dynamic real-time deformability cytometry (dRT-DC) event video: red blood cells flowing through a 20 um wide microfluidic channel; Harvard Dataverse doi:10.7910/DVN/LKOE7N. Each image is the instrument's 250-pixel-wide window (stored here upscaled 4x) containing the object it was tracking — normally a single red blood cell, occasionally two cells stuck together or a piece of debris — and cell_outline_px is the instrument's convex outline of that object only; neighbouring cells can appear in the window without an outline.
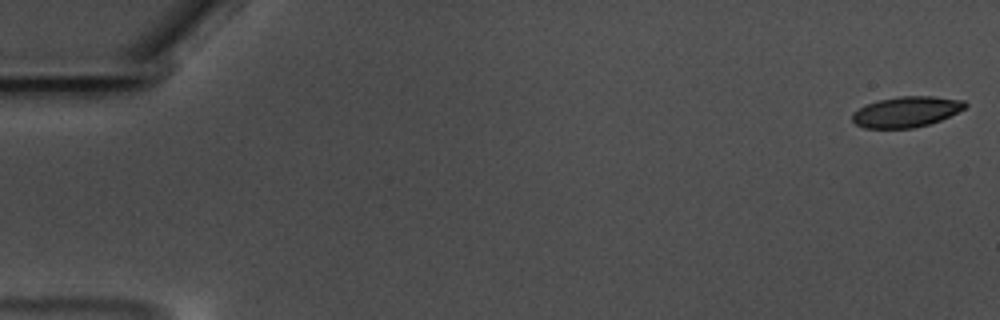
{"species": "common noctule bat (a hibernating species)", "species_latin": "Nyctalus noctula", "temperature_condition": "warm", "stored_images_in_passage": 14, "camera_frame_rate_fps": 3000, "um_per_image_px": 0.085, "animal": {"sex": "male", "body_mass_g": 17.5, "forearm_length_mm": 52.3}, "frame": {"image": 1, "passage_image": 1, "time_ms": 0.0, "image_size_px": [1000, 320], "cell_outline_px": [[968, 104], [964, 108], [940, 120], [928, 124], [912, 128], [864, 128], [856, 124], [852, 120], [852, 112], [876, 100], [900, 96], [932, 96], [964, 100]], "centroid_in_image_um": [77.02, 9.5], "position_along_channel_um": 8.0, "area_um2": 20.0}}